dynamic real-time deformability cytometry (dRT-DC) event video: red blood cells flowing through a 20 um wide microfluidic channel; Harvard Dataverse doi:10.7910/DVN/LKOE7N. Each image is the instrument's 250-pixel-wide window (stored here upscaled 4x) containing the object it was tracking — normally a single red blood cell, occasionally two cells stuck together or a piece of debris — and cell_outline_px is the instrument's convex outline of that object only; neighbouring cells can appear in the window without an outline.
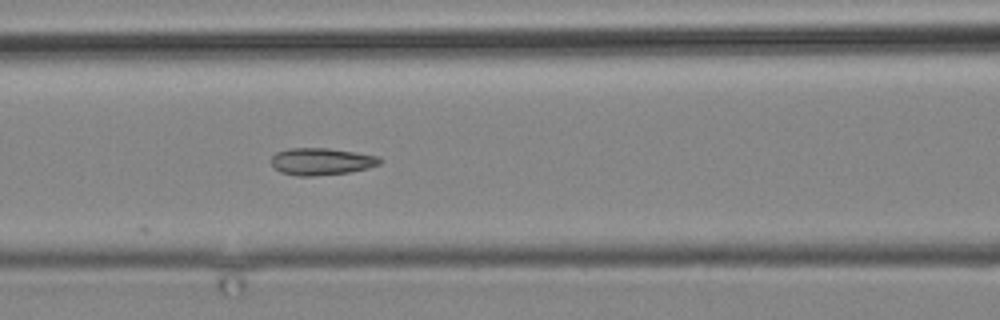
{"species": "common noctule bat (a hibernating species)", "species_latin": "Nyctalus noctula", "temperature_condition": "cold", "stored_images_in_passage": 12, "camera_frame_rate_fps": 3000, "um_per_image_px": 0.085, "animal": {"sex": "male", "body_mass_g": 19.2, "forearm_length_mm": 51.8}, "frame": {"image": 1, "passage_image": 12, "time_ms": 13.667, "image_size_px": [1000, 320], "cell_outline_px": [[384, 160], [380, 164], [368, 168], [348, 172], [312, 176], [296, 176], [280, 172], [272, 164], [272, 156], [276, 152], [288, 148], [328, 148], [356, 152], [380, 156]], "centroid_in_image_um": [27.35, 13.72], "position_along_channel_um": 139.3, "area_um2": 17.22}}